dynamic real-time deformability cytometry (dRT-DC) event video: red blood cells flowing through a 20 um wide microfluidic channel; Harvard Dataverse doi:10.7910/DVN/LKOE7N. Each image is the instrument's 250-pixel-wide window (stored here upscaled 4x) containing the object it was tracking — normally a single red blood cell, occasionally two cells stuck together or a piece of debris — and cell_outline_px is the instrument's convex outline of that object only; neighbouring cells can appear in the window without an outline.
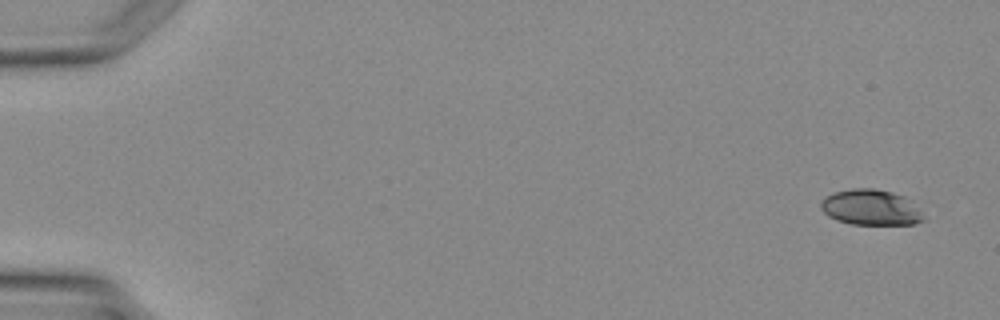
{"species": "Egyptian fruit bat (a non-hibernating species)", "species_latin": "Rousettus aegyptiacus", "temperature_condition": "warm", "stored_images_in_passage": 5, "camera_frame_rate_fps": 3000, "um_per_image_px": 0.085, "animal": {"sex": "female"}, "frame": {"image": 1, "passage_image": 1, "time_ms": 0.0, "image_size_px": [1000, 320], "cell_outline_px": [[924, 220], [912, 224], [852, 224], [836, 220], [828, 216], [820, 208], [820, 204], [832, 192], [852, 188], [872, 188], [892, 192], [904, 196], [924, 216]], "centroid_in_image_um": [73.98, 17.63], "position_along_channel_um": 11.0, "area_um2": 21.04}}